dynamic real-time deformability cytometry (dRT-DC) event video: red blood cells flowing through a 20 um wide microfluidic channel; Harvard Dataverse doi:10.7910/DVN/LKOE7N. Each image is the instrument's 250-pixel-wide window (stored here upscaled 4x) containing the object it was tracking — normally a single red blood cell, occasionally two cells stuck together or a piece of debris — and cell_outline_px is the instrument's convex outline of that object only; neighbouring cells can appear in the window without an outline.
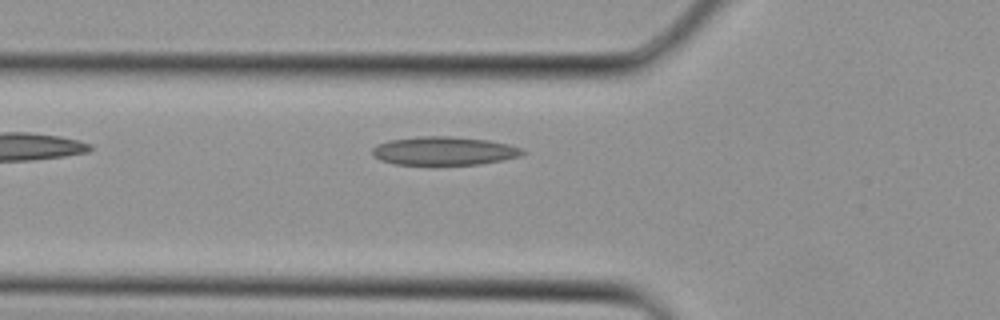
{"species": "Egyptian fruit bat (a non-hibernating species)", "species_latin": "Rousettus aegyptiacus", "temperature_condition": "cold", "stored_images_in_passage": 3, "camera_frame_rate_fps": 3000, "um_per_image_px": 0.085, "animal": {"sex": "female"}, "frame": {"image": 1, "passage_image": 2, "time_ms": 0.333, "image_size_px": [1000, 320], "cell_outline_px": [[528, 152], [520, 156], [480, 164], [392, 164], [380, 160], [372, 152], [372, 148], [376, 144], [392, 140], [420, 136], [448, 136], [488, 140], [508, 144], [520, 148]], "centroid_in_image_um": [37.74, 12.82], "position_along_channel_um": 88.1, "area_um2": 24.68}}